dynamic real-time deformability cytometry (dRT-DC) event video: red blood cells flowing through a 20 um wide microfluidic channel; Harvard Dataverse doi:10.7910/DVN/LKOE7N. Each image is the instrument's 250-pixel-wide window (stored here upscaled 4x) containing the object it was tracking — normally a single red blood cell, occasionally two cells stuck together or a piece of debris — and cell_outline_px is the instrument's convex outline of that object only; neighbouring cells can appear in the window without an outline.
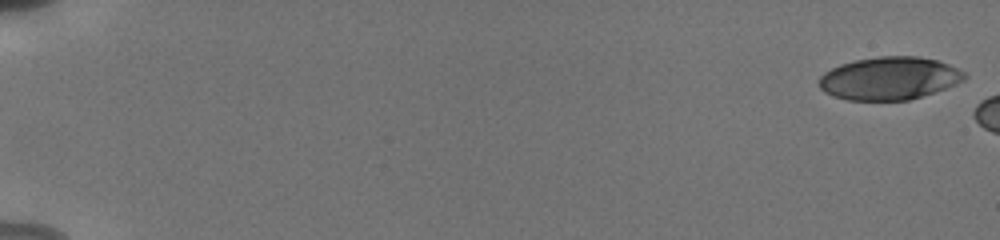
{"species": "human", "species_latin": "Homo sapiens", "temperature_condition": "cold", "stored_images_in_passage": 8, "camera_frame_rate_fps": 3000, "um_per_image_px": 0.085, "donor": {"sex": "male"}, "frame": {"image": 1, "passage_image": 1, "time_ms": 0.0, "image_size_px": [1000, 240], "cell_outline_px": [[968, 76], [964, 80], [956, 84], [908, 100], [848, 100], [824, 92], [820, 88], [820, 76], [824, 72], [840, 64], [856, 60], [880, 56], [916, 56], [936, 60], [948, 64], [964, 72]], "centroid_in_image_um": [75.59, 6.65], "position_along_channel_um": 9.4, "area_um2": 35.95}}